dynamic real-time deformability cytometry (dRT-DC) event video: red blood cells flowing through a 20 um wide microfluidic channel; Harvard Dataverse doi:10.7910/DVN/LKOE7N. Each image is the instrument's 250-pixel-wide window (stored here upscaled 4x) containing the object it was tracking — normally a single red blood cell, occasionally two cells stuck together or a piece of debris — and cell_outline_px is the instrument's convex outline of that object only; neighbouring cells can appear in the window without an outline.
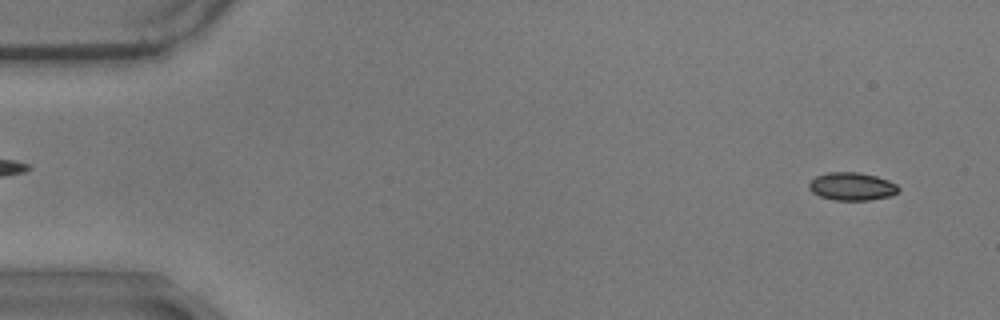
{"species": "common noctule bat (a hibernating species)", "species_latin": "Nyctalus noctula", "temperature_condition": "warm", "stored_images_in_passage": 58, "camera_frame_rate_fps": 3000, "um_per_image_px": 0.085, "animal": {"sex": "male", "body_mass_g": 17.9}, "frame": {"image": 1, "passage_image": 4, "time_ms": 1.0, "image_size_px": [1000, 320], "cell_outline_px": [[900, 188], [892, 196], [868, 200], [832, 200], [820, 196], [812, 192], [808, 188], [808, 184], [816, 176], [828, 172], [860, 172], [876, 176], [888, 180], [896, 184]], "centroid_in_image_um": [72.4, 15.84], "position_along_channel_um": 12.6, "area_um2": 14.62}}
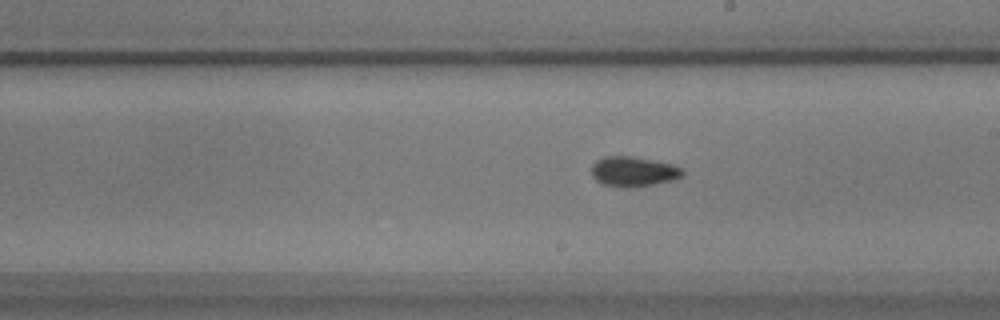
{"frame": {"image": 2, "passage_image": 33, "time_ms": 10.667, "image_size_px": [1000, 320], "cell_outline_px": [[684, 172], [680, 176], [672, 180], [652, 184], [604, 184], [596, 180], [592, 176], [592, 164], [596, 160], [604, 156], [632, 156], [672, 164], [680, 168]], "centroid_in_image_um": [53.81, 14.51], "position_along_channel_um": 235.2, "area_um2": 14.97}}
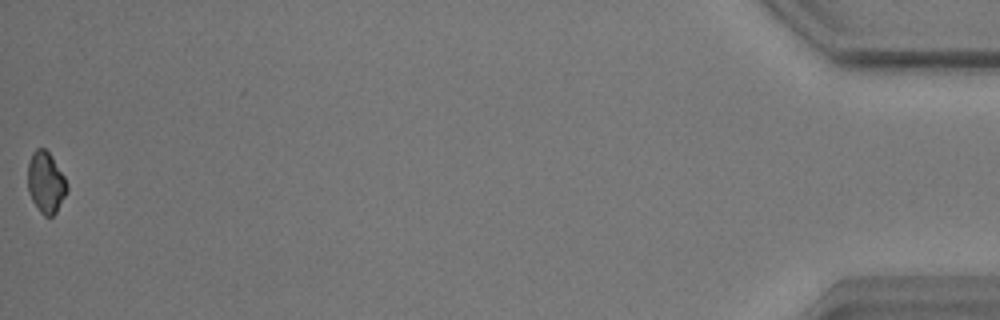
{"frame": {"image": 3, "passage_image": 58, "time_ms": 19.0, "image_size_px": [1000, 320], "cell_outline_px": [[68, 188], [56, 212], [52, 216], [44, 216], [40, 212], [32, 200], [28, 192], [28, 160], [32, 152], [36, 148], [44, 148], [52, 156], [64, 176], [68, 184]], "centroid_in_image_um": [3.88, 15.48], "position_along_channel_um": 431.3, "area_um2": 13.99}, "authors_computed_cell_mechanics": {"area_um2": 14.9413, "velocity_mm_per_s": 3.5072, "shape_relaxation_time_tau1_ms": 5.3194, "shape_relaxation_time_tau2_ms": 3.1967, "deformation_change_tau1": 0.1039, "deformation_change_tau2": 0.0472}}